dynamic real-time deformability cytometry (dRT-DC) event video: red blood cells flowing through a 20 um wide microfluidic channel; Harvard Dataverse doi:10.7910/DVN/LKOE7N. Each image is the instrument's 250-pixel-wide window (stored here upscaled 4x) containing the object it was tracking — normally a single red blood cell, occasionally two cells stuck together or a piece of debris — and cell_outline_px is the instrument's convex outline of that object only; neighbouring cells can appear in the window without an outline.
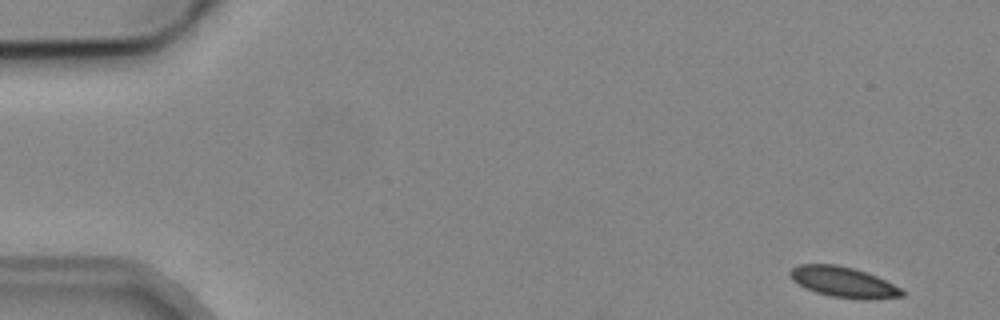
{"species": "common noctule bat (a hibernating species)", "species_latin": "Nyctalus noctula", "temperature_condition": "cold", "stored_images_in_passage": 4, "camera_frame_rate_fps": 3000, "um_per_image_px": 0.085, "animal": {"sex": "male", "body_mass_g": 19.2, "forearm_length_mm": 51.8}, "frame": {"image": 1, "passage_image": 1, "time_ms": 0.0, "image_size_px": [1000, 320], "cell_outline_px": [[904, 296], [828, 296], [804, 288], [792, 280], [788, 272], [792, 268], [800, 264], [836, 264], [852, 268], [876, 276], [900, 288], [904, 292]], "centroid_in_image_um": [71.53, 23.91], "position_along_channel_um": 13.5, "area_um2": 18.73}}
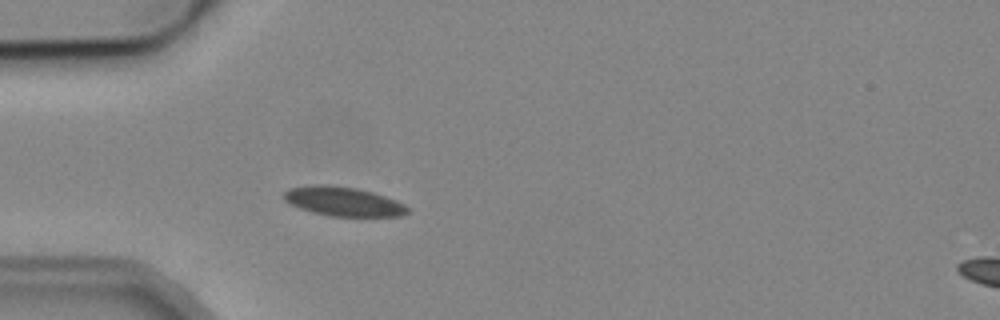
{"frame": {"image": 2, "passage_image": 4, "time_ms": 4.333, "image_size_px": [1000, 320], "cell_outline_px": [[408, 212], [400, 216], [328, 216], [312, 212], [300, 208], [284, 200], [284, 192], [288, 188], [316, 184], [328, 184], [356, 188], [372, 192], [396, 200], [404, 204], [408, 208]], "centroid_in_image_um": [29.16, 17.12], "position_along_channel_um": 55.8, "area_um2": 20.98}}